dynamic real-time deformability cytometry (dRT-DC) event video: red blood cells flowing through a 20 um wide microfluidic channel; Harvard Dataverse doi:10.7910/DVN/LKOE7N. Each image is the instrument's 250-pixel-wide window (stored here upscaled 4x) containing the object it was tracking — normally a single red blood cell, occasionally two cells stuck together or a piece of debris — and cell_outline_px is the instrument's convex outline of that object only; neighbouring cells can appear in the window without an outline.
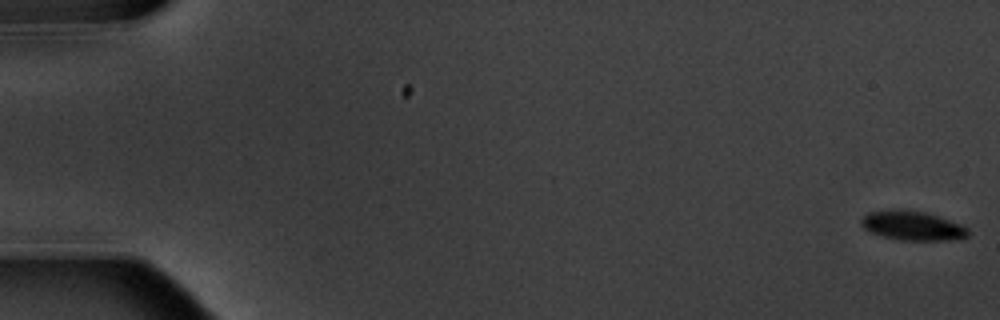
{"species": "common noctule bat (a hibernating species)", "species_latin": "Nyctalus noctula", "temperature_condition": "warm", "stored_images_in_passage": 6, "camera_frame_rate_fps": 3000, "um_per_image_px": 0.085, "animal": {"sex": "male", "body_mass_g": 20.1, "forearm_length_mm": 53.5}, "frame": {"image": 1, "passage_image": 1, "time_ms": 0.0, "image_size_px": [1000, 320], "cell_outline_px": [[968, 236], [948, 240], [900, 240], [880, 236], [864, 228], [860, 224], [860, 220], [868, 212], [892, 208], [900, 208], [924, 212], [960, 224], [968, 228]], "centroid_in_image_um": [77.49, 19.17], "position_along_channel_um": 7.5, "area_um2": 18.26}}